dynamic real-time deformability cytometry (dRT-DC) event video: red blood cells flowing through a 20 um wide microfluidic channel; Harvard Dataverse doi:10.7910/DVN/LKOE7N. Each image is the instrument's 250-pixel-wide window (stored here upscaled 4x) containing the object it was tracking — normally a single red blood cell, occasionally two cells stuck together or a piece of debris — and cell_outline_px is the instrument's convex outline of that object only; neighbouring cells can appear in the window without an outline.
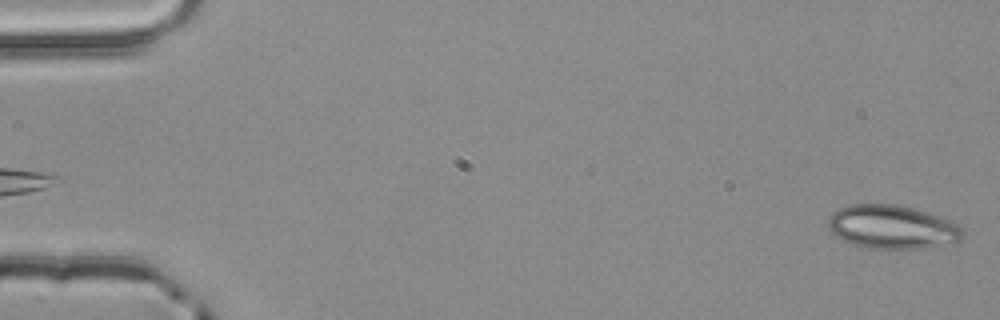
{"species": "common noctule bat (a hibernating species)", "species_latin": "Nyctalus noctula", "temperature_condition": "room temperature", "stored_images_in_passage": 3, "camera_frame_rate_fps": 3000, "um_per_image_px": 0.085, "animal": {"sex": "male", "body_mass_g": 20.4}, "frame": {"image": 1, "passage_image": 3, "time_ms": 0.667, "image_size_px": [1000, 320], "cell_outline_px": [[964, 236], [960, 240], [952, 244], [920, 248], [868, 248], [852, 244], [836, 236], [828, 228], [828, 220], [832, 212], [848, 204], [896, 204], [928, 212], [948, 220], [964, 228]], "centroid_in_image_um": [75.84, 19.29], "position_along_channel_um": 9.2, "area_um2": 34.28}}